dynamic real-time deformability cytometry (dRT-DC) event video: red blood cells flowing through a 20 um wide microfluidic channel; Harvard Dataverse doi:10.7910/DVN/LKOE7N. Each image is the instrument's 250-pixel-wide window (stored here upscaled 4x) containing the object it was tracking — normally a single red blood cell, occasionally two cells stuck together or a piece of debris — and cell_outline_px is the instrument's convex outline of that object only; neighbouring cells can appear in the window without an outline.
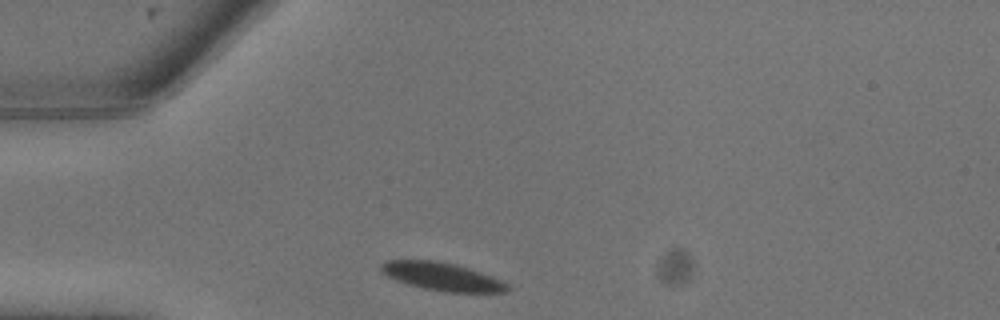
{"species": "common noctule bat (a hibernating species)", "species_latin": "Nyctalus noctula", "temperature_condition": "warm", "stored_images_in_passage": 5, "camera_frame_rate_fps": 3000, "um_per_image_px": 0.085, "animal": {"sex": "male", "body_mass_g": 13.3}, "frame": {"image": 1, "passage_image": 1, "time_ms": 0.0, "image_size_px": [1000, 320], "cell_outline_px": [[508, 288], [504, 292], [444, 292], [424, 288], [408, 284], [396, 280], [380, 272], [380, 264], [388, 260], [436, 260], [456, 264], [480, 272], [500, 280]], "centroid_in_image_um": [37.49, 23.49], "position_along_channel_um": 47.5, "area_um2": 20.35}}
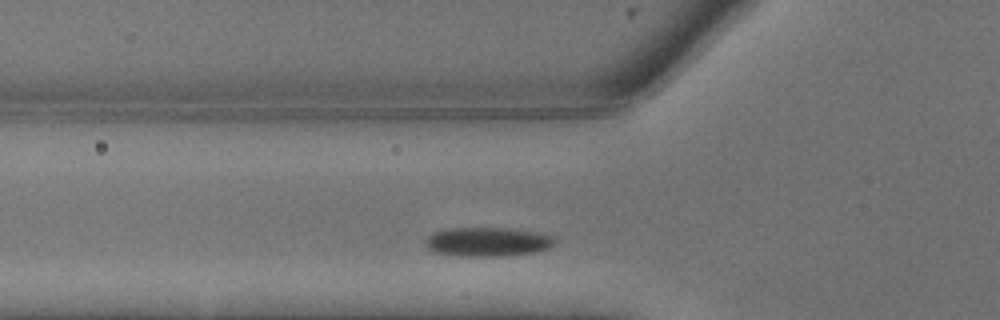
{"frame": {"image": 2, "passage_image": 3, "time_ms": 0.667, "image_size_px": [1000, 320], "cell_outline_px": [[556, 244], [548, 248], [532, 252], [500, 256], [460, 256], [432, 252], [424, 244], [428, 236], [444, 228], [508, 228], [536, 232], [552, 236], [556, 240]], "centroid_in_image_um": [41.42, 20.55], "position_along_channel_um": 84.4, "area_um2": 21.91}}